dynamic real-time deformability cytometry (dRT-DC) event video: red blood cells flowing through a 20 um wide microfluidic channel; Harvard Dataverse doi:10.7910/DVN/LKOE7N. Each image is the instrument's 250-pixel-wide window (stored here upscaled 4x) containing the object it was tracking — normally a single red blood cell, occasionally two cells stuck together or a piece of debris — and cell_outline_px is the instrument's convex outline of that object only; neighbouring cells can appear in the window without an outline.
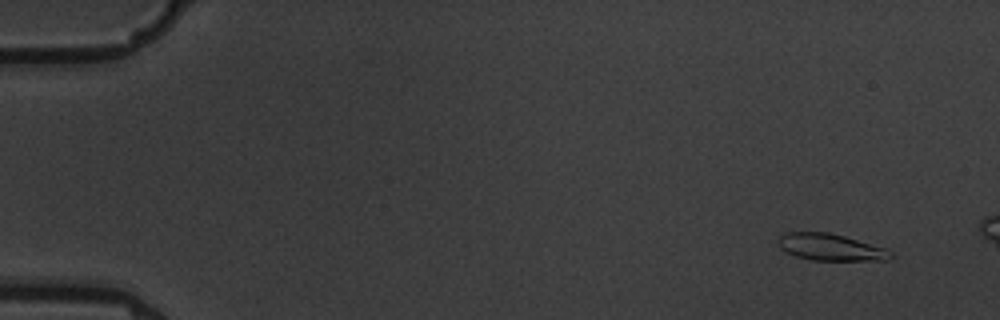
{"species": "common noctule bat (a hibernating species)", "species_latin": "Nyctalus noctula", "temperature_condition": "warm", "stored_images_in_passage": 4, "camera_frame_rate_fps": 3000, "um_per_image_px": 0.085, "animal": {"sex": "male", "body_mass_g": 19.5, "forearm_length_mm": 54.6}, "frame": {"image": 1, "passage_image": 1, "time_ms": 0.0, "image_size_px": [1000, 320], "cell_outline_px": [[892, 256], [888, 260], [812, 260], [796, 256], [780, 248], [776, 244], [776, 240], [784, 232], [828, 232], [844, 236], [884, 248], [892, 252]], "centroid_in_image_um": [70.54, 21.01], "position_along_channel_um": 14.5, "area_um2": 17.46}}